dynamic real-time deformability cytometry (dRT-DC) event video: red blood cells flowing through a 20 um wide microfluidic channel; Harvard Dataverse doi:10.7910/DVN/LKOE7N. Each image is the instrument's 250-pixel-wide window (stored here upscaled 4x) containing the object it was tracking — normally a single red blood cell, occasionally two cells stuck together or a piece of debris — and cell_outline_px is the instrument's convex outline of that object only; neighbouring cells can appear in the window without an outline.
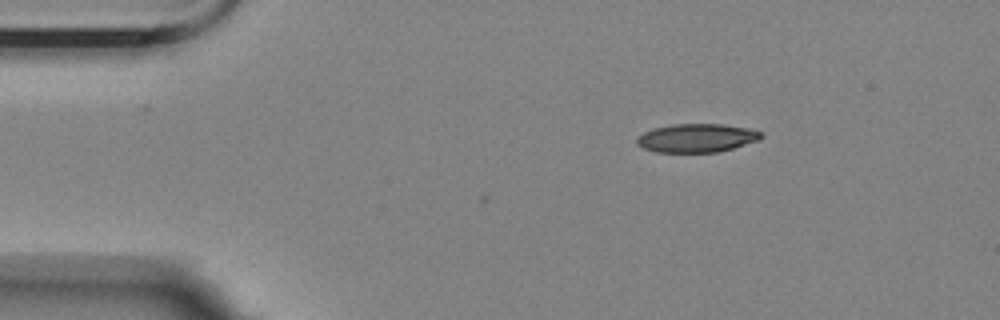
{"species": "Egyptian fruit bat (a non-hibernating species)", "species_latin": "Rousettus aegyptiacus", "temperature_condition": "room temperature", "stored_images_in_passage": 2, "camera_frame_rate_fps": 3000, "um_per_image_px": 0.085, "animal": {"sex": "female"}, "frame": {"image": 1, "passage_image": 2, "time_ms": 0.333, "image_size_px": [1000, 320], "cell_outline_px": [[764, 136], [760, 140], [720, 152], [656, 152], [644, 148], [636, 144], [636, 136], [652, 128], [672, 124], [724, 124], [748, 128], [760, 132]], "centroid_in_image_um": [59.21, 11.73], "position_along_channel_um": 25.8, "area_um2": 20.87}}